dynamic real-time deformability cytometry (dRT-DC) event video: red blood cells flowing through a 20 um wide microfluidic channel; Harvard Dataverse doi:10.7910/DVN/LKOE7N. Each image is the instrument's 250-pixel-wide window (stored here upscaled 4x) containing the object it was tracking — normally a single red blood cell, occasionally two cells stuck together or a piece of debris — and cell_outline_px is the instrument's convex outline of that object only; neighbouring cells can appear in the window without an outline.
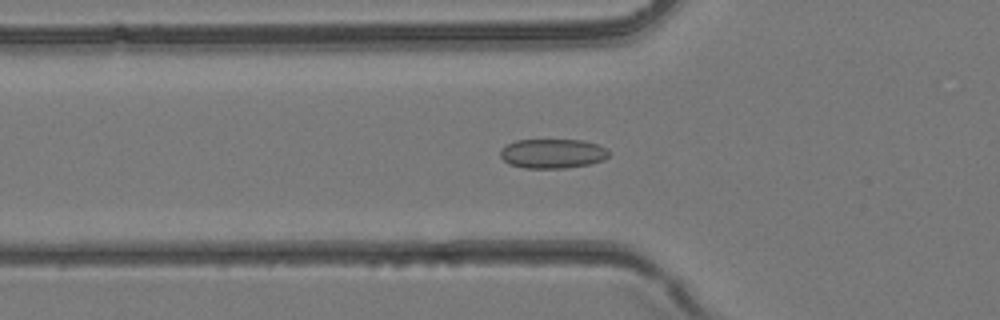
{"species": "common noctule bat (a hibernating species)", "species_latin": "Nyctalus noctula", "temperature_condition": "room temperature", "stored_images_in_passage": 27, "camera_frame_rate_fps": 3000, "um_per_image_px": 0.085, "animal": {"sex": "female", "body_mass_g": 24.6, "forearm_length_mm": 56.2}, "frame": {"image": 1, "passage_image": 9, "time_ms": 2.667, "image_size_px": [1000, 320], "cell_outline_px": [[608, 156], [604, 160], [588, 164], [564, 168], [524, 168], [508, 164], [500, 156], [500, 148], [516, 140], [584, 140], [608, 148]], "centroid_in_image_um": [46.95, 13.05], "position_along_channel_um": 78.8, "area_um2": 18.67}}
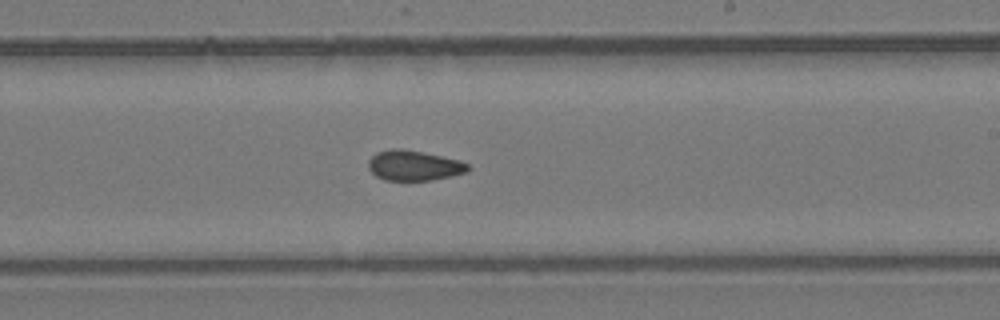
{"frame": {"image": 2, "passage_image": 19, "time_ms": 6.0, "image_size_px": [1000, 320], "cell_outline_px": [[472, 168], [468, 172], [452, 176], [432, 180], [384, 180], [376, 176], [368, 168], [368, 160], [376, 152], [392, 148], [400, 148], [460, 160], [468, 164]], "centroid_in_image_um": [35.19, 14.07], "position_along_channel_um": 253.8, "area_um2": 17.57}}
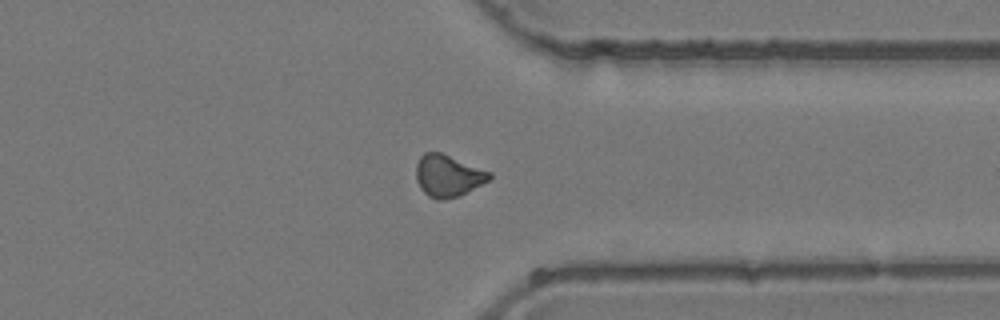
{"frame": {"image": 3, "passage_image": 26, "time_ms": 8.333, "image_size_px": [1000, 320], "cell_outline_px": [[492, 176], [488, 180], [460, 196], [440, 200], [436, 200], [428, 196], [420, 188], [416, 180], [416, 164], [420, 156], [424, 152], [440, 152], [492, 172]], "centroid_in_image_um": [38.06, 14.94], "position_along_channel_um": 373.3, "area_um2": 17.92}}